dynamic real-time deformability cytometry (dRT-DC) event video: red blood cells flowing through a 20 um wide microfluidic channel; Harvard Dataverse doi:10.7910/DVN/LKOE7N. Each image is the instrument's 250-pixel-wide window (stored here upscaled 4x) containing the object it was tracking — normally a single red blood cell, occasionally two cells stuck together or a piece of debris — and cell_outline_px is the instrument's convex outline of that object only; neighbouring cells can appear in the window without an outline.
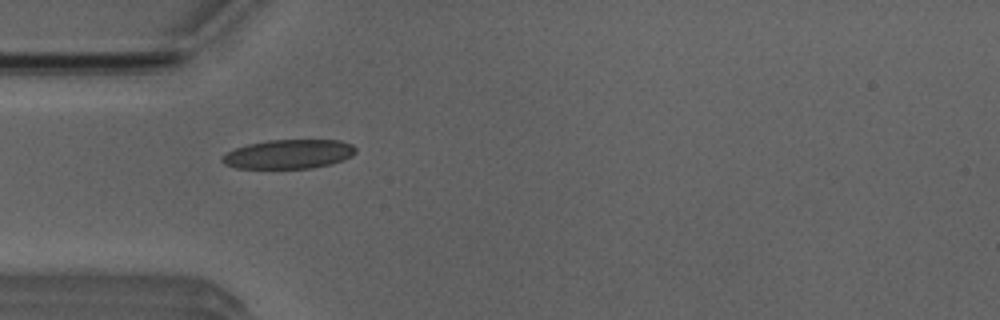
{"species": "Egyptian fruit bat (a non-hibernating species)", "species_latin": "Rousettus aegyptiacus", "temperature_condition": "room temperature", "stored_images_in_passage": 3, "camera_frame_rate_fps": 3000, "um_per_image_px": 0.085, "animal": {"sex": "male"}, "frame": {"image": 1, "passage_image": 2, "time_ms": 1.0, "image_size_px": [1000, 320], "cell_outline_px": [[356, 152], [352, 156], [328, 164], [312, 168], [236, 168], [224, 164], [220, 160], [228, 152], [236, 148], [248, 144], [268, 140], [340, 140], [352, 144], [356, 148]], "centroid_in_image_um": [24.54, 13.09], "position_along_channel_um": 60.5, "area_um2": 22.48}}